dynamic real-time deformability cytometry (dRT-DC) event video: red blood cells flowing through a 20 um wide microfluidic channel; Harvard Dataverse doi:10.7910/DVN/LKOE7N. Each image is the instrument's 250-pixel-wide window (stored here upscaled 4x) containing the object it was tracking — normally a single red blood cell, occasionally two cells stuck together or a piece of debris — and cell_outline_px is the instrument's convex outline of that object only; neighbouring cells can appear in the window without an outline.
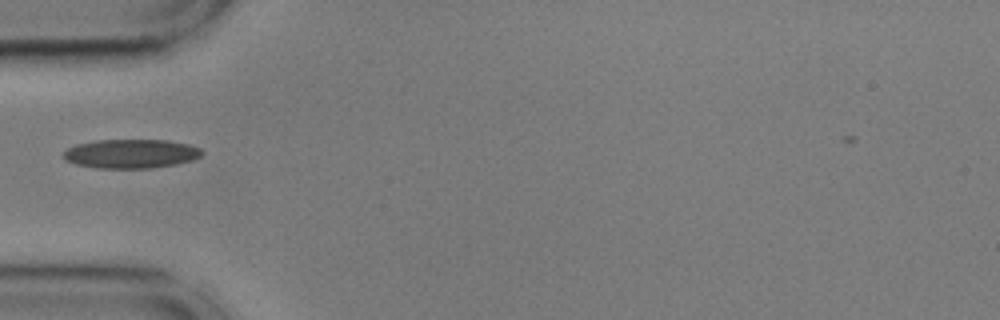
{"species": "common noctule bat (a hibernating species)", "species_latin": "Nyctalus noctula", "temperature_condition": "cold", "stored_images_in_passage": 31, "camera_frame_rate_fps": 3000, "um_per_image_px": 0.085, "animal": {"sex": "male", "body_mass_g": 17.9, "forearm_length_mm": 54.2}, "frame": {"image": 1, "passage_image": 1, "time_ms": 0.0, "image_size_px": [1000, 320], "cell_outline_px": [[204, 152], [200, 156], [192, 160], [176, 164], [152, 168], [96, 168], [76, 164], [64, 160], [64, 152], [68, 148], [76, 144], [96, 140], [168, 140], [188, 144], [200, 148]], "centroid_in_image_um": [11.13, 13.06], "position_along_channel_um": 73.9, "area_um2": 23.47}}
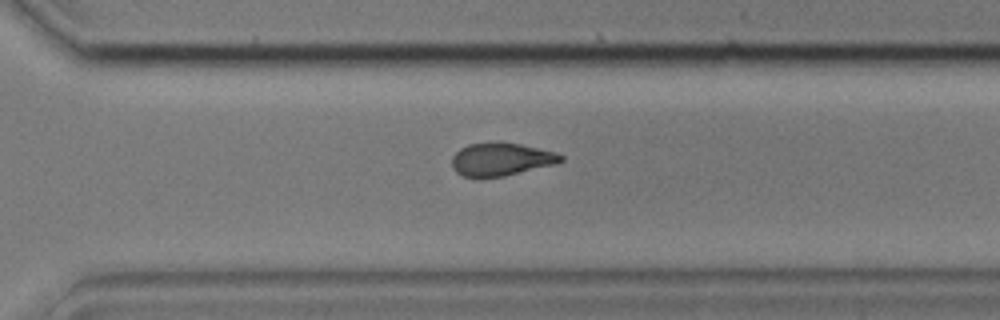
{"frame": {"image": 2, "passage_image": 22, "time_ms": 7.0, "image_size_px": [1000, 320], "cell_outline_px": [[564, 160], [556, 164], [504, 176], [480, 180], [464, 176], [456, 172], [452, 168], [452, 156], [460, 148], [468, 144], [520, 144], [556, 152], [564, 156]], "centroid_in_image_um": [42.57, 13.6], "position_along_channel_um": 328.0, "area_um2": 20.92}}
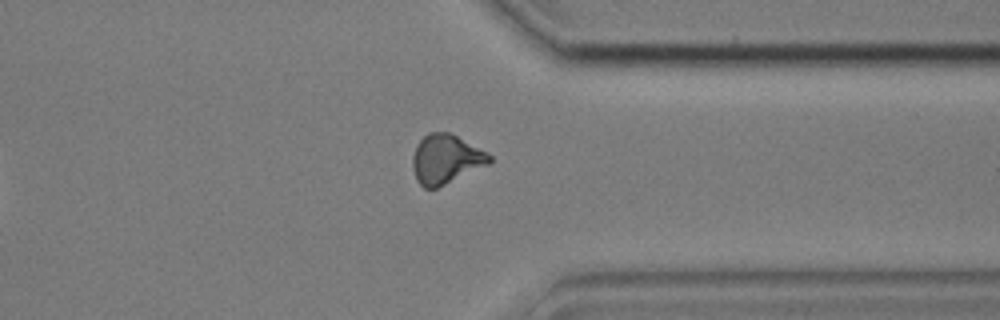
{"frame": {"image": 3, "passage_image": 26, "time_ms": 8.333, "image_size_px": [1000, 320], "cell_outline_px": [[492, 160], [488, 164], [436, 188], [424, 188], [416, 180], [412, 168], [412, 156], [416, 144], [428, 132], [448, 132], [488, 152], [492, 156]], "centroid_in_image_um": [37.87, 13.52], "position_along_channel_um": 373.5, "area_um2": 21.91}}